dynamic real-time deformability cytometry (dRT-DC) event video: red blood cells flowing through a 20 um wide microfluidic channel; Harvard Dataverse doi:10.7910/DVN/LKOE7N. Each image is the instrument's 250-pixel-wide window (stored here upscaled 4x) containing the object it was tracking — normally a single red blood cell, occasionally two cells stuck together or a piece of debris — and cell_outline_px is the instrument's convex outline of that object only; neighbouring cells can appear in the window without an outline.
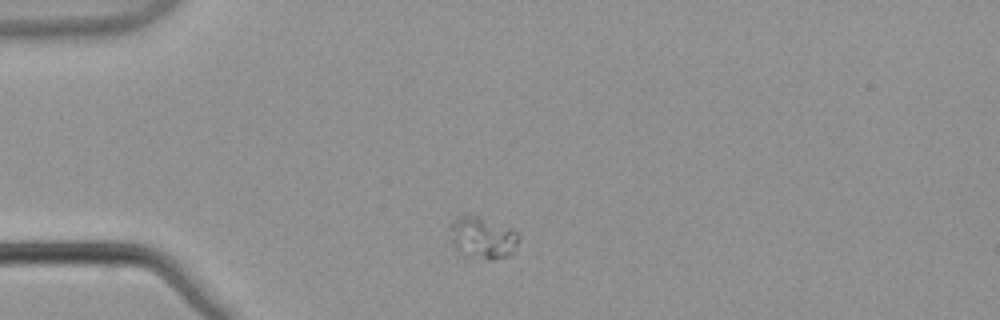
{"species": "common noctule bat (a hibernating species)", "species_latin": "Nyctalus noctula", "temperature_condition": "warm", "stored_images_in_passage": 6, "camera_frame_rate_fps": 3000, "um_per_image_px": 0.085, "animal": {"sex": "male", "body_mass_g": 21.5, "forearm_length_mm": 52.0}, "frame": {"image": 1, "passage_image": 1, "time_ms": 0.0, "image_size_px": [1000, 320], "cell_outline_px": [[520, 236], [512, 256], [492, 260], [488, 260], [464, 256], [452, 244], [448, 228], [448, 224], [456, 216], [464, 212], [480, 216], [512, 228]], "centroid_in_image_um": [40.98, 20.18], "position_along_channel_um": 44.0, "area_um2": 17.69}}
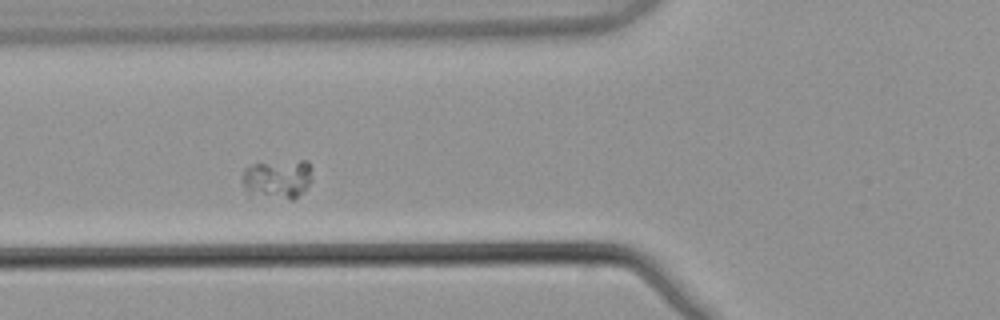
{"frame": {"image": 2, "passage_image": 3, "time_ms": 0.667, "image_size_px": [1000, 320], "cell_outline_px": [[312, 180], [292, 200], [288, 200], [248, 196], [240, 184], [244, 168], [252, 164], [300, 160], [308, 160]], "centroid_in_image_um": [23.49, 15.25], "position_along_channel_um": 102.3, "area_um2": 16.42}}
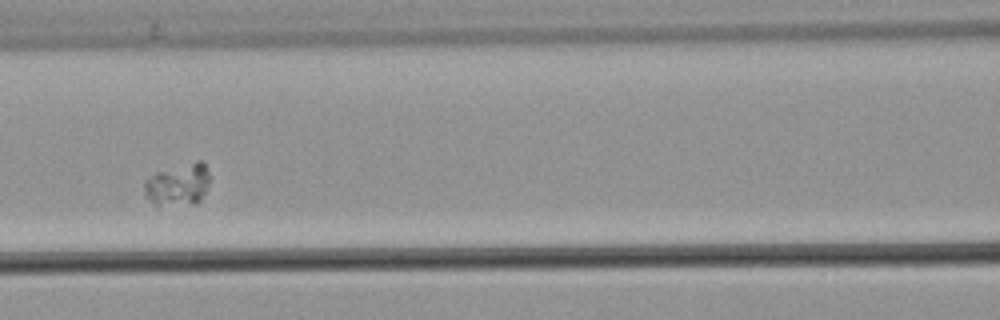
{"frame": {"image": 3, "passage_image": 4, "time_ms": 1.0, "image_size_px": [1000, 320], "cell_outline_px": [[212, 176], [200, 200], [196, 204], [156, 208], [144, 196], [144, 180], [156, 172], [196, 160], [200, 160], [204, 164]], "centroid_in_image_um": [15.1, 15.74], "position_along_channel_um": 151.5, "area_um2": 16.82}}